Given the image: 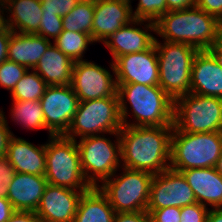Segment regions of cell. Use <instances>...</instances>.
Returning a JSON list of instances; mask_svg holds the SVG:
<instances>
[{
    "instance_id": "1",
    "label": "cell",
    "mask_w": 222,
    "mask_h": 222,
    "mask_svg": "<svg viewBox=\"0 0 222 222\" xmlns=\"http://www.w3.org/2000/svg\"><path fill=\"white\" fill-rule=\"evenodd\" d=\"M174 126H125L119 131L122 167L153 175L170 168Z\"/></svg>"
},
{
    "instance_id": "2",
    "label": "cell",
    "mask_w": 222,
    "mask_h": 222,
    "mask_svg": "<svg viewBox=\"0 0 222 222\" xmlns=\"http://www.w3.org/2000/svg\"><path fill=\"white\" fill-rule=\"evenodd\" d=\"M117 86L122 125L173 126L174 100L159 85L129 83ZM127 101L135 118L132 123L127 122L129 118Z\"/></svg>"
},
{
    "instance_id": "3",
    "label": "cell",
    "mask_w": 222,
    "mask_h": 222,
    "mask_svg": "<svg viewBox=\"0 0 222 222\" xmlns=\"http://www.w3.org/2000/svg\"><path fill=\"white\" fill-rule=\"evenodd\" d=\"M219 20L197 6L167 11L156 22V34L163 41L186 43L199 51L217 43Z\"/></svg>"
},
{
    "instance_id": "4",
    "label": "cell",
    "mask_w": 222,
    "mask_h": 222,
    "mask_svg": "<svg viewBox=\"0 0 222 222\" xmlns=\"http://www.w3.org/2000/svg\"><path fill=\"white\" fill-rule=\"evenodd\" d=\"M222 153V132L187 133L173 128L170 168L181 172L215 167Z\"/></svg>"
},
{
    "instance_id": "5",
    "label": "cell",
    "mask_w": 222,
    "mask_h": 222,
    "mask_svg": "<svg viewBox=\"0 0 222 222\" xmlns=\"http://www.w3.org/2000/svg\"><path fill=\"white\" fill-rule=\"evenodd\" d=\"M163 42L155 38L159 86L175 100L190 93L192 63L199 50L186 43Z\"/></svg>"
},
{
    "instance_id": "6",
    "label": "cell",
    "mask_w": 222,
    "mask_h": 222,
    "mask_svg": "<svg viewBox=\"0 0 222 222\" xmlns=\"http://www.w3.org/2000/svg\"><path fill=\"white\" fill-rule=\"evenodd\" d=\"M46 143L45 178L51 185L87 191L91 188L83 174L77 141L63 135Z\"/></svg>"
},
{
    "instance_id": "7",
    "label": "cell",
    "mask_w": 222,
    "mask_h": 222,
    "mask_svg": "<svg viewBox=\"0 0 222 222\" xmlns=\"http://www.w3.org/2000/svg\"><path fill=\"white\" fill-rule=\"evenodd\" d=\"M173 126L187 133L222 132V98L182 95L174 100Z\"/></svg>"
},
{
    "instance_id": "8",
    "label": "cell",
    "mask_w": 222,
    "mask_h": 222,
    "mask_svg": "<svg viewBox=\"0 0 222 222\" xmlns=\"http://www.w3.org/2000/svg\"><path fill=\"white\" fill-rule=\"evenodd\" d=\"M122 128L119 97L80 101L68 131L63 135L76 140L100 134L116 135Z\"/></svg>"
},
{
    "instance_id": "9",
    "label": "cell",
    "mask_w": 222,
    "mask_h": 222,
    "mask_svg": "<svg viewBox=\"0 0 222 222\" xmlns=\"http://www.w3.org/2000/svg\"><path fill=\"white\" fill-rule=\"evenodd\" d=\"M104 136L101 134L83 137L77 142L81 168L91 187H99V183L112 177L122 166L119 133L114 135V143Z\"/></svg>"
},
{
    "instance_id": "10",
    "label": "cell",
    "mask_w": 222,
    "mask_h": 222,
    "mask_svg": "<svg viewBox=\"0 0 222 222\" xmlns=\"http://www.w3.org/2000/svg\"><path fill=\"white\" fill-rule=\"evenodd\" d=\"M122 171L123 175L115 173L101 183L100 190L107 196L115 213L146 211L154 175L126 167Z\"/></svg>"
},
{
    "instance_id": "11",
    "label": "cell",
    "mask_w": 222,
    "mask_h": 222,
    "mask_svg": "<svg viewBox=\"0 0 222 222\" xmlns=\"http://www.w3.org/2000/svg\"><path fill=\"white\" fill-rule=\"evenodd\" d=\"M71 85L47 86L40 99L49 137L64 135L71 125L79 105Z\"/></svg>"
},
{
    "instance_id": "12",
    "label": "cell",
    "mask_w": 222,
    "mask_h": 222,
    "mask_svg": "<svg viewBox=\"0 0 222 222\" xmlns=\"http://www.w3.org/2000/svg\"><path fill=\"white\" fill-rule=\"evenodd\" d=\"M111 72L100 65L82 60L74 62L71 87L79 101L118 97V86Z\"/></svg>"
},
{
    "instance_id": "13",
    "label": "cell",
    "mask_w": 222,
    "mask_h": 222,
    "mask_svg": "<svg viewBox=\"0 0 222 222\" xmlns=\"http://www.w3.org/2000/svg\"><path fill=\"white\" fill-rule=\"evenodd\" d=\"M196 202L194 192L181 172L169 168L154 175L147 209L183 208Z\"/></svg>"
},
{
    "instance_id": "14",
    "label": "cell",
    "mask_w": 222,
    "mask_h": 222,
    "mask_svg": "<svg viewBox=\"0 0 222 222\" xmlns=\"http://www.w3.org/2000/svg\"><path fill=\"white\" fill-rule=\"evenodd\" d=\"M111 70L117 84L159 85V65L155 43L147 50L117 57Z\"/></svg>"
},
{
    "instance_id": "15",
    "label": "cell",
    "mask_w": 222,
    "mask_h": 222,
    "mask_svg": "<svg viewBox=\"0 0 222 222\" xmlns=\"http://www.w3.org/2000/svg\"><path fill=\"white\" fill-rule=\"evenodd\" d=\"M83 192L48 183L35 213L41 222H73Z\"/></svg>"
},
{
    "instance_id": "16",
    "label": "cell",
    "mask_w": 222,
    "mask_h": 222,
    "mask_svg": "<svg viewBox=\"0 0 222 222\" xmlns=\"http://www.w3.org/2000/svg\"><path fill=\"white\" fill-rule=\"evenodd\" d=\"M144 22L147 24H144ZM136 25L145 27L136 28ZM151 31L156 32L155 22L134 19L133 22L121 27L112 34L103 44L109 49L113 57L112 60H115L119 56L149 49L155 43L156 38L151 34Z\"/></svg>"
},
{
    "instance_id": "17",
    "label": "cell",
    "mask_w": 222,
    "mask_h": 222,
    "mask_svg": "<svg viewBox=\"0 0 222 222\" xmlns=\"http://www.w3.org/2000/svg\"><path fill=\"white\" fill-rule=\"evenodd\" d=\"M132 6L113 0H94V17L92 23V39L105 42L121 27L135 19Z\"/></svg>"
},
{
    "instance_id": "18",
    "label": "cell",
    "mask_w": 222,
    "mask_h": 222,
    "mask_svg": "<svg viewBox=\"0 0 222 222\" xmlns=\"http://www.w3.org/2000/svg\"><path fill=\"white\" fill-rule=\"evenodd\" d=\"M190 92L222 98V68L208 50H201L192 63Z\"/></svg>"
},
{
    "instance_id": "19",
    "label": "cell",
    "mask_w": 222,
    "mask_h": 222,
    "mask_svg": "<svg viewBox=\"0 0 222 222\" xmlns=\"http://www.w3.org/2000/svg\"><path fill=\"white\" fill-rule=\"evenodd\" d=\"M47 184L45 176L16 172L7 199L15 211L35 212Z\"/></svg>"
},
{
    "instance_id": "20",
    "label": "cell",
    "mask_w": 222,
    "mask_h": 222,
    "mask_svg": "<svg viewBox=\"0 0 222 222\" xmlns=\"http://www.w3.org/2000/svg\"><path fill=\"white\" fill-rule=\"evenodd\" d=\"M15 172L44 176L46 172V144L38 147L23 138L12 136L6 154Z\"/></svg>"
},
{
    "instance_id": "21",
    "label": "cell",
    "mask_w": 222,
    "mask_h": 222,
    "mask_svg": "<svg viewBox=\"0 0 222 222\" xmlns=\"http://www.w3.org/2000/svg\"><path fill=\"white\" fill-rule=\"evenodd\" d=\"M196 200L204 206L222 208V176L211 168H192L181 171Z\"/></svg>"
},
{
    "instance_id": "22",
    "label": "cell",
    "mask_w": 222,
    "mask_h": 222,
    "mask_svg": "<svg viewBox=\"0 0 222 222\" xmlns=\"http://www.w3.org/2000/svg\"><path fill=\"white\" fill-rule=\"evenodd\" d=\"M50 41L37 34L13 32L8 43V60L33 70L50 46Z\"/></svg>"
},
{
    "instance_id": "23",
    "label": "cell",
    "mask_w": 222,
    "mask_h": 222,
    "mask_svg": "<svg viewBox=\"0 0 222 222\" xmlns=\"http://www.w3.org/2000/svg\"><path fill=\"white\" fill-rule=\"evenodd\" d=\"M73 65L74 61L51 43L33 70L48 86L71 85Z\"/></svg>"
},
{
    "instance_id": "24",
    "label": "cell",
    "mask_w": 222,
    "mask_h": 222,
    "mask_svg": "<svg viewBox=\"0 0 222 222\" xmlns=\"http://www.w3.org/2000/svg\"><path fill=\"white\" fill-rule=\"evenodd\" d=\"M3 1L7 10L5 12L9 14L7 16V26L11 31L25 34L38 33L43 12L41 0Z\"/></svg>"
},
{
    "instance_id": "25",
    "label": "cell",
    "mask_w": 222,
    "mask_h": 222,
    "mask_svg": "<svg viewBox=\"0 0 222 222\" xmlns=\"http://www.w3.org/2000/svg\"><path fill=\"white\" fill-rule=\"evenodd\" d=\"M115 210L99 187H91L80 197L73 222H113Z\"/></svg>"
},
{
    "instance_id": "26",
    "label": "cell",
    "mask_w": 222,
    "mask_h": 222,
    "mask_svg": "<svg viewBox=\"0 0 222 222\" xmlns=\"http://www.w3.org/2000/svg\"><path fill=\"white\" fill-rule=\"evenodd\" d=\"M11 108V119L20 122L24 129H46L44 113L40 100L36 101H17L13 100Z\"/></svg>"
},
{
    "instance_id": "27",
    "label": "cell",
    "mask_w": 222,
    "mask_h": 222,
    "mask_svg": "<svg viewBox=\"0 0 222 222\" xmlns=\"http://www.w3.org/2000/svg\"><path fill=\"white\" fill-rule=\"evenodd\" d=\"M94 0H81L69 13L62 17L63 30L83 32L92 37Z\"/></svg>"
},
{
    "instance_id": "28",
    "label": "cell",
    "mask_w": 222,
    "mask_h": 222,
    "mask_svg": "<svg viewBox=\"0 0 222 222\" xmlns=\"http://www.w3.org/2000/svg\"><path fill=\"white\" fill-rule=\"evenodd\" d=\"M93 42L91 35L87 33L63 30L53 44L72 61L78 62L85 60L83 54L87 51V46Z\"/></svg>"
},
{
    "instance_id": "29",
    "label": "cell",
    "mask_w": 222,
    "mask_h": 222,
    "mask_svg": "<svg viewBox=\"0 0 222 222\" xmlns=\"http://www.w3.org/2000/svg\"><path fill=\"white\" fill-rule=\"evenodd\" d=\"M32 71L29 72L27 70L21 80L15 85L11 92L12 100L36 101L41 99L48 85L37 72Z\"/></svg>"
},
{
    "instance_id": "30",
    "label": "cell",
    "mask_w": 222,
    "mask_h": 222,
    "mask_svg": "<svg viewBox=\"0 0 222 222\" xmlns=\"http://www.w3.org/2000/svg\"><path fill=\"white\" fill-rule=\"evenodd\" d=\"M132 12L135 19L156 22L166 13V0H139Z\"/></svg>"
},
{
    "instance_id": "31",
    "label": "cell",
    "mask_w": 222,
    "mask_h": 222,
    "mask_svg": "<svg viewBox=\"0 0 222 222\" xmlns=\"http://www.w3.org/2000/svg\"><path fill=\"white\" fill-rule=\"evenodd\" d=\"M27 70L25 66L8 59L5 60L0 65V86L8 91L10 90L11 93Z\"/></svg>"
},
{
    "instance_id": "32",
    "label": "cell",
    "mask_w": 222,
    "mask_h": 222,
    "mask_svg": "<svg viewBox=\"0 0 222 222\" xmlns=\"http://www.w3.org/2000/svg\"><path fill=\"white\" fill-rule=\"evenodd\" d=\"M62 31H63L62 17L55 14L42 13V18L38 28L37 35L42 36L48 40H50L49 37L55 40Z\"/></svg>"
},
{
    "instance_id": "33",
    "label": "cell",
    "mask_w": 222,
    "mask_h": 222,
    "mask_svg": "<svg viewBox=\"0 0 222 222\" xmlns=\"http://www.w3.org/2000/svg\"><path fill=\"white\" fill-rule=\"evenodd\" d=\"M80 1L81 0H41L42 13H50L63 17Z\"/></svg>"
},
{
    "instance_id": "34",
    "label": "cell",
    "mask_w": 222,
    "mask_h": 222,
    "mask_svg": "<svg viewBox=\"0 0 222 222\" xmlns=\"http://www.w3.org/2000/svg\"><path fill=\"white\" fill-rule=\"evenodd\" d=\"M208 207L198 202L181 208V222H207Z\"/></svg>"
},
{
    "instance_id": "35",
    "label": "cell",
    "mask_w": 222,
    "mask_h": 222,
    "mask_svg": "<svg viewBox=\"0 0 222 222\" xmlns=\"http://www.w3.org/2000/svg\"><path fill=\"white\" fill-rule=\"evenodd\" d=\"M15 173V169L10 164L7 157L0 158V197L7 198L9 185L11 184Z\"/></svg>"
},
{
    "instance_id": "36",
    "label": "cell",
    "mask_w": 222,
    "mask_h": 222,
    "mask_svg": "<svg viewBox=\"0 0 222 222\" xmlns=\"http://www.w3.org/2000/svg\"><path fill=\"white\" fill-rule=\"evenodd\" d=\"M153 222H181L179 207H165L161 209H146Z\"/></svg>"
},
{
    "instance_id": "37",
    "label": "cell",
    "mask_w": 222,
    "mask_h": 222,
    "mask_svg": "<svg viewBox=\"0 0 222 222\" xmlns=\"http://www.w3.org/2000/svg\"><path fill=\"white\" fill-rule=\"evenodd\" d=\"M4 113L0 109V158L6 157L9 141L14 135L8 126Z\"/></svg>"
},
{
    "instance_id": "38",
    "label": "cell",
    "mask_w": 222,
    "mask_h": 222,
    "mask_svg": "<svg viewBox=\"0 0 222 222\" xmlns=\"http://www.w3.org/2000/svg\"><path fill=\"white\" fill-rule=\"evenodd\" d=\"M113 222H152L147 211L115 213Z\"/></svg>"
},
{
    "instance_id": "39",
    "label": "cell",
    "mask_w": 222,
    "mask_h": 222,
    "mask_svg": "<svg viewBox=\"0 0 222 222\" xmlns=\"http://www.w3.org/2000/svg\"><path fill=\"white\" fill-rule=\"evenodd\" d=\"M196 6L219 21L222 20V0H197Z\"/></svg>"
},
{
    "instance_id": "40",
    "label": "cell",
    "mask_w": 222,
    "mask_h": 222,
    "mask_svg": "<svg viewBox=\"0 0 222 222\" xmlns=\"http://www.w3.org/2000/svg\"><path fill=\"white\" fill-rule=\"evenodd\" d=\"M197 0H166V12L195 7Z\"/></svg>"
},
{
    "instance_id": "41",
    "label": "cell",
    "mask_w": 222,
    "mask_h": 222,
    "mask_svg": "<svg viewBox=\"0 0 222 222\" xmlns=\"http://www.w3.org/2000/svg\"><path fill=\"white\" fill-rule=\"evenodd\" d=\"M12 33L13 31L8 27L3 32H0V65L8 59V43Z\"/></svg>"
},
{
    "instance_id": "42",
    "label": "cell",
    "mask_w": 222,
    "mask_h": 222,
    "mask_svg": "<svg viewBox=\"0 0 222 222\" xmlns=\"http://www.w3.org/2000/svg\"><path fill=\"white\" fill-rule=\"evenodd\" d=\"M7 222H41L35 212L16 211Z\"/></svg>"
},
{
    "instance_id": "43",
    "label": "cell",
    "mask_w": 222,
    "mask_h": 222,
    "mask_svg": "<svg viewBox=\"0 0 222 222\" xmlns=\"http://www.w3.org/2000/svg\"><path fill=\"white\" fill-rule=\"evenodd\" d=\"M15 212L10 201L0 197V222H7Z\"/></svg>"
},
{
    "instance_id": "44",
    "label": "cell",
    "mask_w": 222,
    "mask_h": 222,
    "mask_svg": "<svg viewBox=\"0 0 222 222\" xmlns=\"http://www.w3.org/2000/svg\"><path fill=\"white\" fill-rule=\"evenodd\" d=\"M207 222H222V208H209Z\"/></svg>"
},
{
    "instance_id": "45",
    "label": "cell",
    "mask_w": 222,
    "mask_h": 222,
    "mask_svg": "<svg viewBox=\"0 0 222 222\" xmlns=\"http://www.w3.org/2000/svg\"><path fill=\"white\" fill-rule=\"evenodd\" d=\"M208 51L214 56L219 66L222 68V48H220L217 44H214L208 49Z\"/></svg>"
},
{
    "instance_id": "46",
    "label": "cell",
    "mask_w": 222,
    "mask_h": 222,
    "mask_svg": "<svg viewBox=\"0 0 222 222\" xmlns=\"http://www.w3.org/2000/svg\"><path fill=\"white\" fill-rule=\"evenodd\" d=\"M4 11H6L4 1L0 0V32H3L8 27Z\"/></svg>"
},
{
    "instance_id": "47",
    "label": "cell",
    "mask_w": 222,
    "mask_h": 222,
    "mask_svg": "<svg viewBox=\"0 0 222 222\" xmlns=\"http://www.w3.org/2000/svg\"><path fill=\"white\" fill-rule=\"evenodd\" d=\"M220 48H222V20L219 22L218 26V35H217V43Z\"/></svg>"
},
{
    "instance_id": "48",
    "label": "cell",
    "mask_w": 222,
    "mask_h": 222,
    "mask_svg": "<svg viewBox=\"0 0 222 222\" xmlns=\"http://www.w3.org/2000/svg\"><path fill=\"white\" fill-rule=\"evenodd\" d=\"M215 169L222 176V153H221L219 159L217 160V163L215 165Z\"/></svg>"
},
{
    "instance_id": "49",
    "label": "cell",
    "mask_w": 222,
    "mask_h": 222,
    "mask_svg": "<svg viewBox=\"0 0 222 222\" xmlns=\"http://www.w3.org/2000/svg\"><path fill=\"white\" fill-rule=\"evenodd\" d=\"M113 1H119V2H123V3L131 5V2H130L131 0H113Z\"/></svg>"
}]
</instances>
